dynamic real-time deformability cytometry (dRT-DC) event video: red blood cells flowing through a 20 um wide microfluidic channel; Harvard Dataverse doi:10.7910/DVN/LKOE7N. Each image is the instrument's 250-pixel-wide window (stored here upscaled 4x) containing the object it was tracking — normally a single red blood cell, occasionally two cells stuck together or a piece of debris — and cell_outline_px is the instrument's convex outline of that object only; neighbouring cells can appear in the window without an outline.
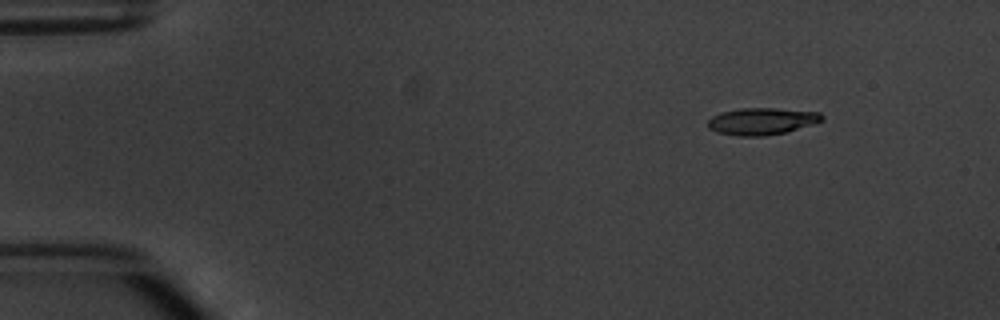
{"species": "common noctule bat (a hibernating species)", "species_latin": "Nyctalus noctula", "temperature_condition": "warm", "stored_images_in_passage": 5, "camera_frame_rate_fps": 3000, "um_per_image_px": 0.085, "animal": {"sex": "male", "body_mass_g": 20.1, "forearm_length_mm": 53.5}, "frame": {"image": 1, "passage_image": 2, "time_ms": 1.333, "image_size_px": [1000, 320], "cell_outline_px": [[824, 120], [812, 124], [784, 132], [764, 136], [740, 136], [716, 132], [708, 128], [708, 120], [712, 116], [720, 112], [740, 108], [776, 108], [820, 112], [824, 116]], "centroid_in_image_um": [64.74, 10.29], "position_along_channel_um": 20.3, "area_um2": 17.92}}
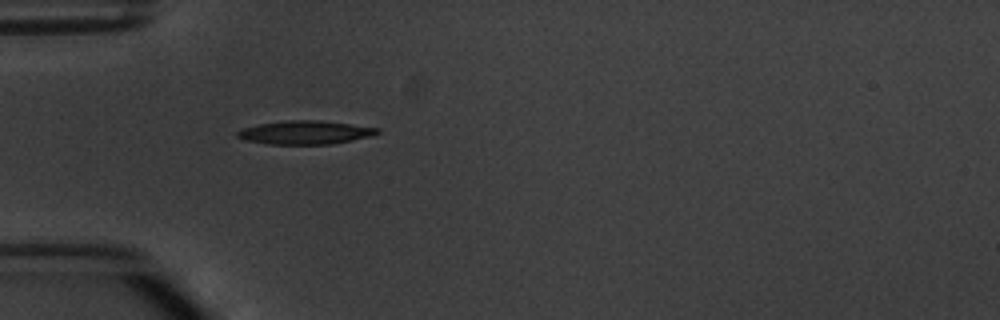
{"frame": {"image": 2, "passage_image": 5, "time_ms": 4.667, "image_size_px": [1000, 320], "cell_outline_px": [[380, 132], [368, 136], [352, 140], [332, 144], [268, 144], [244, 140], [236, 136], [236, 132], [244, 128], [260, 124], [288, 120], [320, 120], [380, 128]], "centroid_in_image_um": [25.92, 11.26], "position_along_channel_um": 59.1, "area_um2": 19.02}}